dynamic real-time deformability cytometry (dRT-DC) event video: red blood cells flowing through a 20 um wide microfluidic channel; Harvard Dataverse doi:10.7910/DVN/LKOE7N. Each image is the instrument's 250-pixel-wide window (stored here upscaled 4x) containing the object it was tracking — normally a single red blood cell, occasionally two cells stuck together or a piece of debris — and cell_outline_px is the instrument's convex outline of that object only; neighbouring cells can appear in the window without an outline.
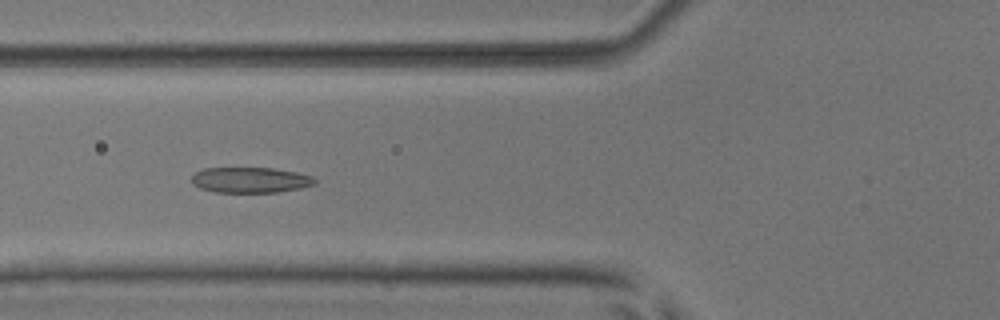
{"species": "common noctule bat (a hibernating species)", "species_latin": "Nyctalus noctula", "temperature_condition": "room temperature", "stored_images_in_passage": 37, "camera_frame_rate_fps": 3000, "um_per_image_px": 0.085, "animal": {"sex": "male", "body_mass_g": 17.9, "forearm_length_mm": 54.2}, "frame": {"image": 1, "passage_image": 6, "time_ms": 1.667, "image_size_px": [1000, 320], "cell_outline_px": [[316, 184], [300, 188], [276, 192], [216, 192], [200, 188], [192, 184], [192, 176], [196, 172], [204, 168], [272, 168], [296, 172], [312, 176], [316, 180]], "centroid_in_image_um": [21.28, 15.3], "position_along_channel_um": 104.5, "area_um2": 18.26}}
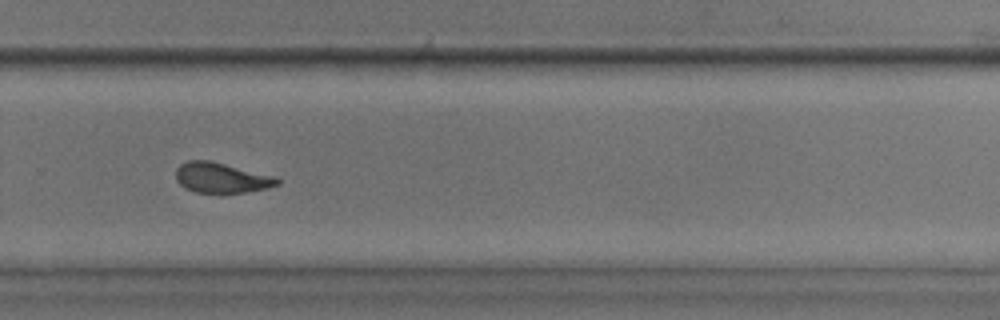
{"frame": {"image": 2, "passage_image": 22, "time_ms": 7.0, "image_size_px": [1000, 320], "cell_outline_px": [[280, 184], [268, 188], [248, 192], [196, 192], [184, 188], [176, 180], [176, 168], [180, 164], [188, 160], [212, 160], [276, 176], [280, 180]], "centroid_in_image_um": [18.84, 15.09], "position_along_channel_um": 311.0, "area_um2": 18.09}}
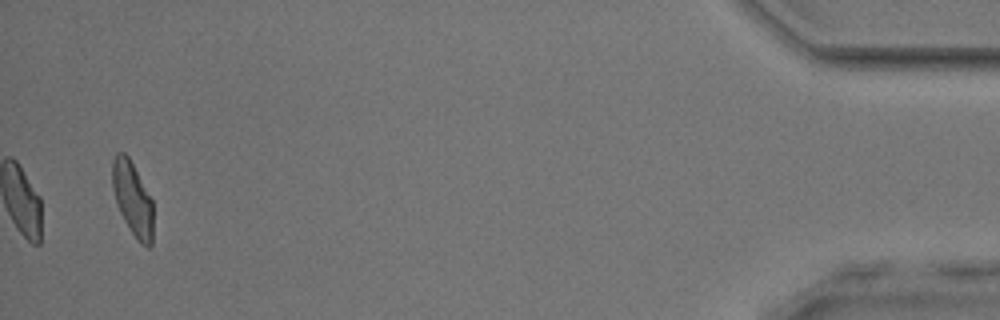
{"frame": {"image": 3, "passage_image": 37, "time_ms": 12.0, "image_size_px": [1000, 320], "cell_outline_px": [[152, 244], [148, 248], [140, 244], [136, 240], [124, 220], [116, 204], [112, 188], [112, 160], [116, 152], [124, 152], [128, 156], [152, 200]], "centroid_in_image_um": [11.25, 16.91], "position_along_channel_um": 424.0, "area_um2": 17.57}, "authors_computed_cell_mechanics": {"area_um2": 18.0914, "velocity_mm_per_s": 3.8811, "shape_relaxation_time_tau1_ms": 7.328, "shape_relaxation_time_tau2_ms": 1.6728, "deformation_change_tau1": 0.2061, "deformation_change_tau2": 0.0978}}